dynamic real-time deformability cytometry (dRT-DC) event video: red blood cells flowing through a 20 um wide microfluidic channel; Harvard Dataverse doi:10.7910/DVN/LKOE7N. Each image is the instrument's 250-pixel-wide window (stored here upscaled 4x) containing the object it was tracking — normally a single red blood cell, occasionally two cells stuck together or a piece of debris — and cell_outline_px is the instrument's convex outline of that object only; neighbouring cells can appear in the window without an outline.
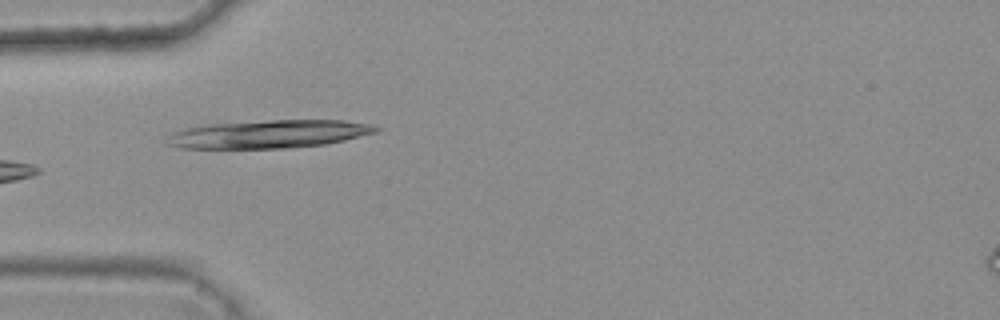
{"species": "common noctule bat (a hibernating species)", "species_latin": "Nyctalus noctula", "temperature_condition": "warm", "stored_images_in_passage": 6, "camera_frame_rate_fps": 3000, "um_per_image_px": 0.085, "animal": {"sex": "female", "body_mass_g": 25.1}, "frame": {"image": 1, "passage_image": 6, "time_ms": 1.667, "image_size_px": [1000, 320], "cell_outline_px": [[380, 132], [344, 140], [324, 144], [288, 148], [180, 148], [164, 144], [172, 132], [184, 128], [204, 124], [272, 120], [344, 120], [368, 124], [380, 128]], "centroid_in_image_um": [22.82, 11.39], "position_along_channel_um": 62.2, "area_um2": 34.33}}